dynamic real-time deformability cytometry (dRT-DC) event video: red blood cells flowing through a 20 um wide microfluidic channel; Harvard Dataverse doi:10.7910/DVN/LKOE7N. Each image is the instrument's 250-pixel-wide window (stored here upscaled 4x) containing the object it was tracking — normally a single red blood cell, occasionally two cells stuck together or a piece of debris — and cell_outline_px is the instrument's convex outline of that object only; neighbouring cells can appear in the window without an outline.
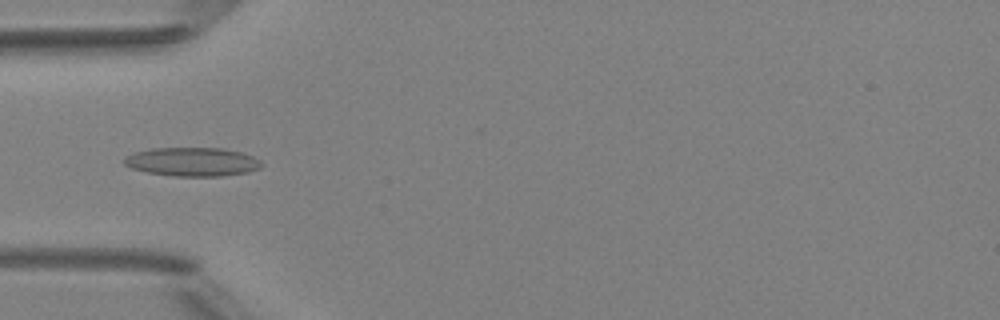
{"species": "Egyptian fruit bat (a non-hibernating species)", "species_latin": "Rousettus aegyptiacus", "temperature_condition": "room temperature", "stored_images_in_passage": 5, "camera_frame_rate_fps": 3000, "um_per_image_px": 0.085, "animal": {"sex": "female"}, "frame": {"image": 1, "passage_image": 5, "time_ms": 4.667, "image_size_px": [1000, 320], "cell_outline_px": [[264, 164], [260, 168], [248, 172], [224, 176], [172, 176], [148, 172], [132, 168], [124, 164], [124, 156], [136, 152], [152, 148], [224, 148], [240, 152], [252, 156], [260, 160]], "centroid_in_image_um": [16.37, 13.75], "position_along_channel_um": 68.6, "area_um2": 23.06}}